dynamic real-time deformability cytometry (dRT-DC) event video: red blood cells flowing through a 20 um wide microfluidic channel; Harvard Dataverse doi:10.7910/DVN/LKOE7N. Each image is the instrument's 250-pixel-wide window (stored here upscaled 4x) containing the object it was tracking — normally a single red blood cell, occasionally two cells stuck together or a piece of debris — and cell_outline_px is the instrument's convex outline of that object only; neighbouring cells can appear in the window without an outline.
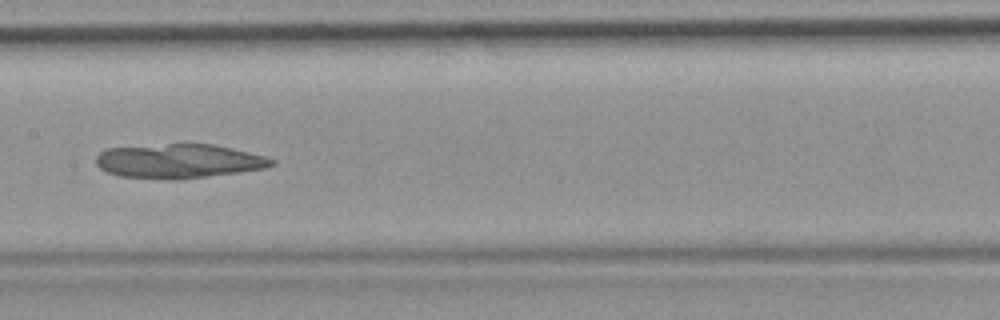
{"species": "common noctule bat (a hibernating species)", "species_latin": "Nyctalus noctula", "temperature_condition": "room temperature", "stored_images_in_passage": 11, "camera_frame_rate_fps": 3000, "um_per_image_px": 0.085, "animal": {"sex": "female", "body_mass_g": 19.9}, "frame": {"image": 1, "passage_image": 4, "time_ms": 3.333, "image_size_px": [1000, 320], "cell_outline_px": [[276, 164], [264, 168], [236, 172], [172, 180], [120, 176], [108, 172], [100, 168], [96, 164], [96, 156], [100, 152], [108, 148], [168, 144], [212, 144], [232, 148], [264, 156], [276, 160]], "centroid_in_image_um": [15.18, 13.69], "position_along_channel_um": 192.2, "area_um2": 34.62}}